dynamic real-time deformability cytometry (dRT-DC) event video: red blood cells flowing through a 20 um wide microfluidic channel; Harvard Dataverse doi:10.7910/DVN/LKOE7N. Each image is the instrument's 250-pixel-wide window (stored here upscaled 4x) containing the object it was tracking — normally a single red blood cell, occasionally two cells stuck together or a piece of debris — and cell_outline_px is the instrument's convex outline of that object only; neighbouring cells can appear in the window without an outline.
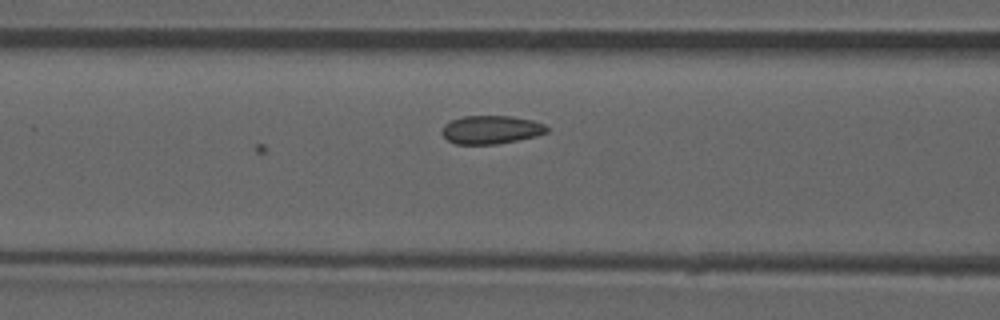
{"species": "common noctule bat (a hibernating species)", "species_latin": "Nyctalus noctula", "temperature_condition": "room temperature", "stored_images_in_passage": 10, "camera_frame_rate_fps": 3000, "um_per_image_px": 0.085, "animal": {"sex": "male", "forearm_length_mm": 52.5}, "frame": {"image": 1, "passage_image": 10, "time_ms": 3.0, "image_size_px": [1000, 320], "cell_outline_px": [[548, 132], [536, 136], [496, 144], [456, 144], [448, 140], [440, 132], [444, 124], [452, 120], [464, 116], [512, 116], [532, 120], [544, 124], [548, 128]], "centroid_in_image_um": [41.73, 11.02], "position_along_channel_um": 124.9, "area_um2": 17.28}}